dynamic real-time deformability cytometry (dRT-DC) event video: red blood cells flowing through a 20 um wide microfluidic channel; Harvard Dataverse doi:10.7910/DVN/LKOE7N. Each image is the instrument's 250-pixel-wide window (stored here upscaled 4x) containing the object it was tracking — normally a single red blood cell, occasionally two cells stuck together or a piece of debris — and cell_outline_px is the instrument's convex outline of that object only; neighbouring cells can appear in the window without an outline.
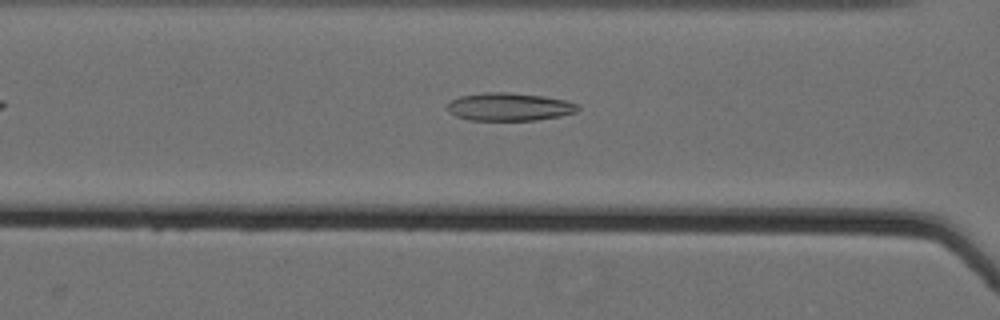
{"species": "Egyptian fruit bat (a non-hibernating species)", "species_latin": "Rousettus aegyptiacus", "temperature_condition": "cold", "stored_images_in_passage": 43, "camera_frame_rate_fps": 3000, "um_per_image_px": 0.085, "animal": {"sex": "female"}, "frame": {"image": 1, "passage_image": 12, "time_ms": 3.667, "image_size_px": [1000, 320], "cell_outline_px": [[580, 108], [576, 112], [560, 116], [536, 120], [468, 120], [456, 116], [448, 112], [444, 108], [444, 104], [448, 100], [460, 96], [484, 92], [508, 92], [544, 96], [568, 100], [576, 104]], "centroid_in_image_um": [43.22, 9.07], "position_along_channel_um": 123.4, "area_um2": 21.68}}
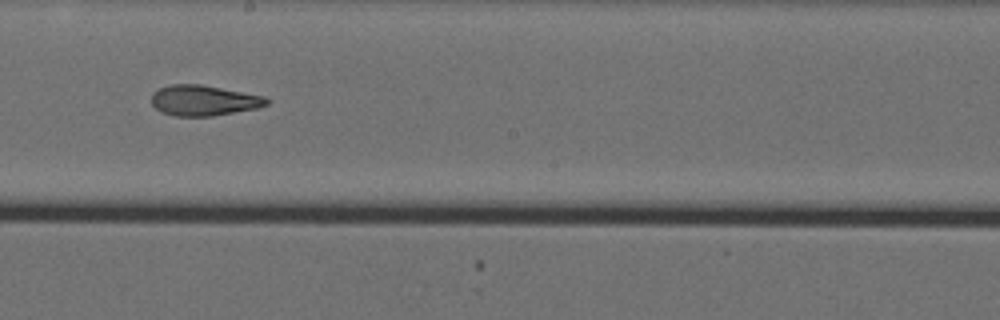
{"frame": {"image": 2, "passage_image": 21, "time_ms": 6.667, "image_size_px": [1000, 320], "cell_outline_px": [[272, 100], [268, 104], [256, 108], [212, 116], [172, 116], [160, 112], [152, 104], [152, 92], [168, 84], [200, 84], [264, 96]], "centroid_in_image_um": [17.29, 8.54], "position_along_channel_um": 230.9, "area_um2": 20.52}}
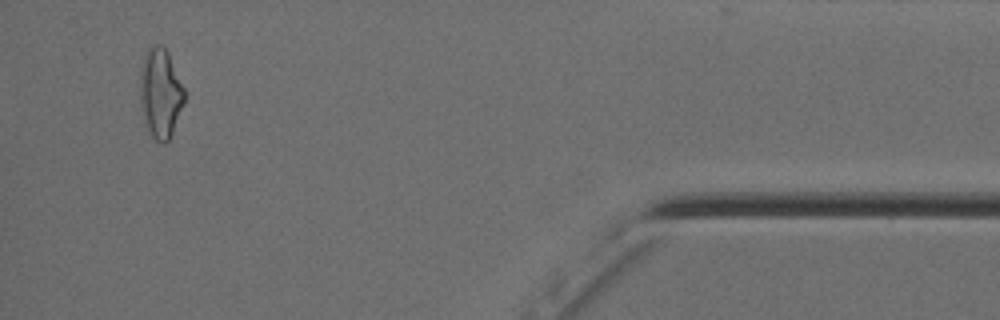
{"frame": {"image": 3, "passage_image": 41, "time_ms": 13.333, "image_size_px": [1000, 320], "cell_outline_px": [[184, 100], [172, 132], [168, 140], [164, 144], [156, 140], [152, 136], [144, 124], [140, 104], [140, 76], [144, 56], [148, 48], [152, 44], [160, 44], [168, 52], [184, 88]], "centroid_in_image_um": [13.61, 7.91], "position_along_channel_um": 421.6, "area_um2": 22.95}, "authors_computed_cell_mechanics": {"area_um2": 20.9236, "velocity_mm_per_s": 3.5755, "shape_relaxation_time_tau1_ms": 11.0492, "shape_relaxation_time_tau2_ms": 2.447, "deformation_change_tau1": 0.2667, "deformation_change_tau2": 0.0997}}